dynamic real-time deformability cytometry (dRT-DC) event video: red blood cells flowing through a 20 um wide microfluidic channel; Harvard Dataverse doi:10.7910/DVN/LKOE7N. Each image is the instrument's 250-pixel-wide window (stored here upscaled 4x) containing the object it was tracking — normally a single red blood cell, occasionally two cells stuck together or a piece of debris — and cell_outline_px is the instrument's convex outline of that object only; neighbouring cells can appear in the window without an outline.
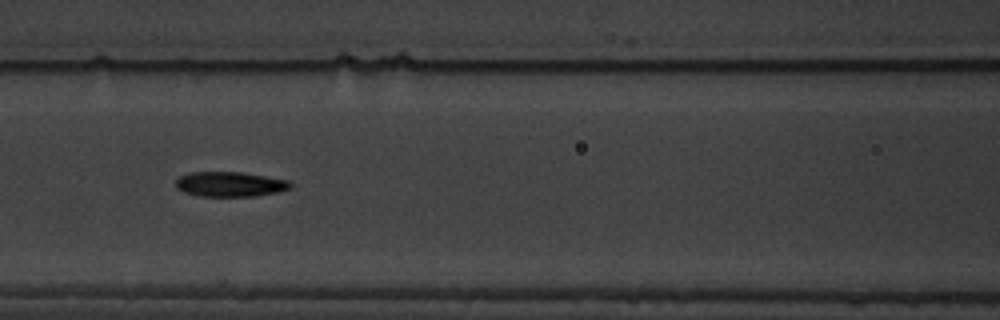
{"species": "common noctule bat (a hibernating species)", "species_latin": "Nyctalus noctula", "temperature_condition": "warm", "stored_images_in_passage": 15, "camera_frame_rate_fps": 3000, "um_per_image_px": 0.085, "animal": {"sex": "male", "body_mass_g": 19.5, "forearm_length_mm": 54.6}, "frame": {"image": 1, "passage_image": 7, "time_ms": 7.0, "image_size_px": [1000, 320], "cell_outline_px": [[292, 188], [280, 192], [256, 196], [200, 196], [184, 192], [176, 188], [176, 180], [180, 176], [192, 172], [240, 172], [288, 180], [292, 184]], "centroid_in_image_um": [19.57, 15.66], "position_along_channel_um": 147.0, "area_um2": 16.65}}
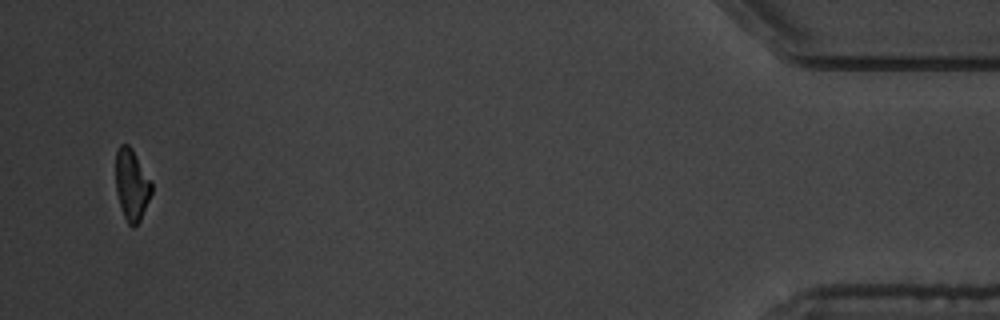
{"frame": {"image": 2, "passage_image": 15, "time_ms": 17.333, "image_size_px": [1000, 320], "cell_outline_px": [[152, 192], [140, 220], [132, 228], [128, 224], [124, 216], [116, 192], [116, 152], [120, 144], [128, 144], [132, 148], [152, 180]], "centroid_in_image_um": [11.21, 15.68], "position_along_channel_um": 424.0, "area_um2": 14.97}, "authors_computed_cell_mechanics": {"area_um2": 16.4152, "velocity_mm_per_s": 3.4216, "shape_relaxation_time_tau1_ms": 6.4966, "shape_relaxation_time_tau2_ms": null, "deformation_change_tau1": 0.1606, "deformation_change_tau2": null}}